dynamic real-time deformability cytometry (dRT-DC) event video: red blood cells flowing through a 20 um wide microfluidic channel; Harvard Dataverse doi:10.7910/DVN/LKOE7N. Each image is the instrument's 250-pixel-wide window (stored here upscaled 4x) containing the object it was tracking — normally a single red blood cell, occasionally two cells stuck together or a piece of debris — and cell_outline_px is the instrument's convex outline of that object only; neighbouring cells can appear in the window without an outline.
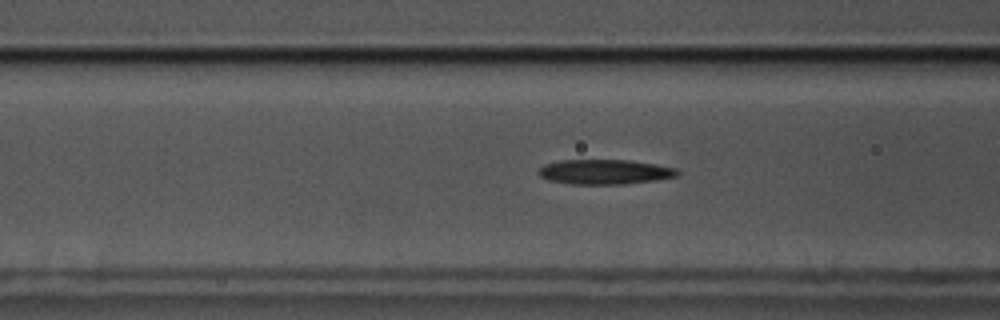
{"species": "common noctule bat (a hibernating species)", "species_latin": "Nyctalus noctula", "temperature_condition": "cold", "stored_images_in_passage": 57, "camera_frame_rate_fps": 3000, "um_per_image_px": 0.085, "animal": {"sex": "male", "body_mass_g": 17.5, "forearm_length_mm": 52.3}, "frame": {"image": 1, "passage_image": 22, "time_ms": 7.0, "image_size_px": [1000, 320], "cell_outline_px": [[680, 172], [676, 176], [656, 180], [624, 184], [572, 184], [548, 180], [540, 176], [536, 172], [544, 164], [560, 160], [632, 160], [656, 164], [676, 168]], "centroid_in_image_um": [51.39, 14.6], "position_along_channel_um": 115.2, "area_um2": 20.17}}
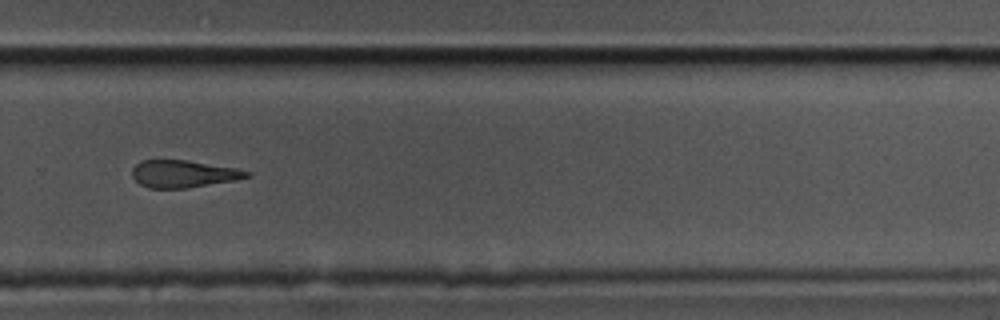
{"frame": {"image": 2, "passage_image": 39, "time_ms": 12.667, "image_size_px": [1000, 320], "cell_outline_px": [[252, 176], [232, 180], [188, 188], [148, 188], [140, 184], [132, 176], [132, 168], [140, 160], [188, 160], [236, 168], [252, 172]], "centroid_in_image_um": [15.57, 14.77], "position_along_channel_um": 314.2, "area_um2": 18.21}}
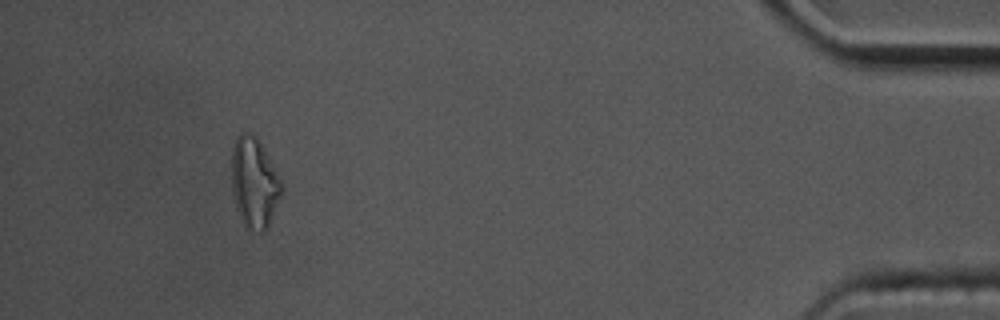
{"frame": {"image": 3, "passage_image": 53, "time_ms": 17.333, "image_size_px": [1000, 320], "cell_outline_px": [[284, 188], [268, 228], [264, 232], [248, 232], [240, 220], [236, 208], [232, 192], [232, 148], [236, 136], [244, 132], [248, 132], [256, 136], [276, 172]], "centroid_in_image_um": [21.59, 15.61], "position_along_channel_um": 413.6, "area_um2": 26.47}, "authors_computed_cell_mechanics": {"area_um2": 20.0566, "velocity_mm_per_s": 3.516, "shape_relaxation_time_tau1_ms": null, "shape_relaxation_time_tau2_ms": 4.275, "deformation_change_tau1": null, "deformation_change_tau2": 0.1638}}